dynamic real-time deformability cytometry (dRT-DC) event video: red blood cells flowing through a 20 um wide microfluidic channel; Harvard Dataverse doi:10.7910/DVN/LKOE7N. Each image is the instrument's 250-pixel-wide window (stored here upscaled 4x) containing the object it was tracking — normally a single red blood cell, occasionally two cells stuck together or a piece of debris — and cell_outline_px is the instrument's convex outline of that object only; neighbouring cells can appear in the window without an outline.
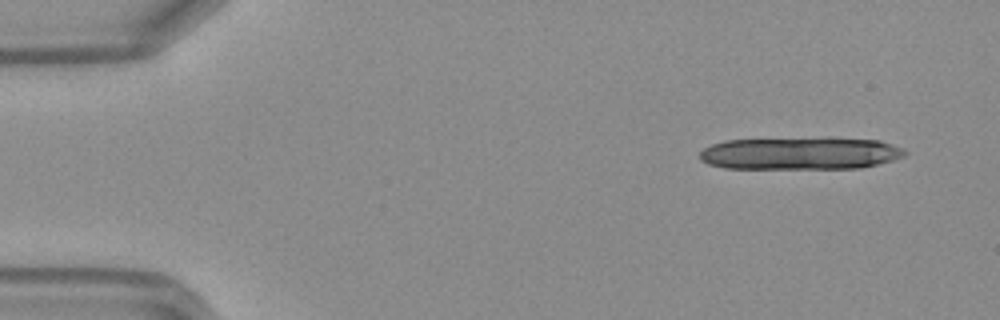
{"species": "Egyptian fruit bat (a non-hibernating species)", "species_latin": "Rousettus aegyptiacus", "temperature_condition": "warm", "stored_images_in_passage": 8, "camera_frame_rate_fps": 3000, "um_per_image_px": 0.085, "frame": {"image": 1, "passage_image": 2, "time_ms": 0.333, "image_size_px": [1000, 320], "cell_outline_px": [[908, 152], [904, 156], [892, 160], [860, 168], [724, 168], [708, 164], [700, 160], [700, 152], [704, 148], [712, 144], [724, 140], [880, 140], [904, 148]], "centroid_in_image_um": [67.99, 13.07], "position_along_channel_um": 17.0, "area_um2": 37.51}}